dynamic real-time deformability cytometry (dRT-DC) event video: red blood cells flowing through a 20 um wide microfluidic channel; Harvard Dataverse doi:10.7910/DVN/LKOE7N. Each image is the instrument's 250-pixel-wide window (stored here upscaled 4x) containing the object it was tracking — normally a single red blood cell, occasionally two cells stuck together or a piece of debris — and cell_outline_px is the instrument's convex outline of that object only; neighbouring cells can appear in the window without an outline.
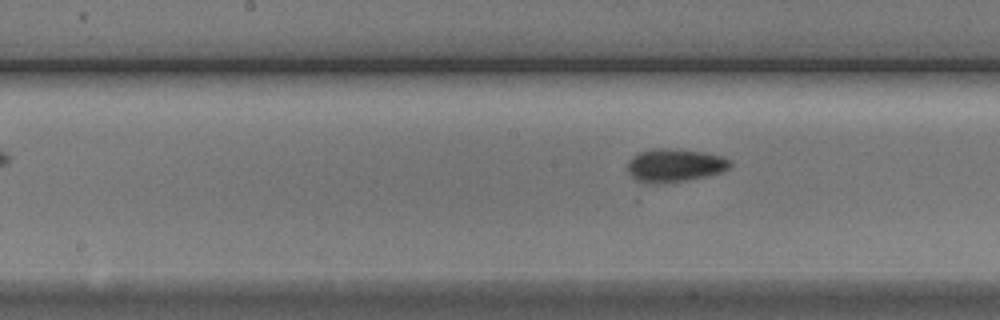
{"species": "Egyptian fruit bat (a non-hibernating species)", "species_latin": "Rousettus aegyptiacus", "temperature_condition": "cold", "stored_images_in_passage": 9, "segment_of_instrument_passage": [2, 2], "camera_frame_rate_fps": 3000, "um_per_image_px": 0.085, "animal": {"sex": "male"}, "frame": {"image": 1, "passage_image": 9, "time_ms": 10.0, "image_size_px": [1000, 320], "cell_outline_px": [[732, 164], [728, 168], [720, 172], [704, 176], [684, 180], [648, 184], [644, 184], [636, 180], [628, 172], [628, 160], [632, 156], [640, 152], [652, 148], [676, 148], [704, 152], [720, 156], [732, 160]], "centroid_in_image_um": [57.31, 14.03], "position_along_channel_um": 190.9, "area_um2": 19.83}}